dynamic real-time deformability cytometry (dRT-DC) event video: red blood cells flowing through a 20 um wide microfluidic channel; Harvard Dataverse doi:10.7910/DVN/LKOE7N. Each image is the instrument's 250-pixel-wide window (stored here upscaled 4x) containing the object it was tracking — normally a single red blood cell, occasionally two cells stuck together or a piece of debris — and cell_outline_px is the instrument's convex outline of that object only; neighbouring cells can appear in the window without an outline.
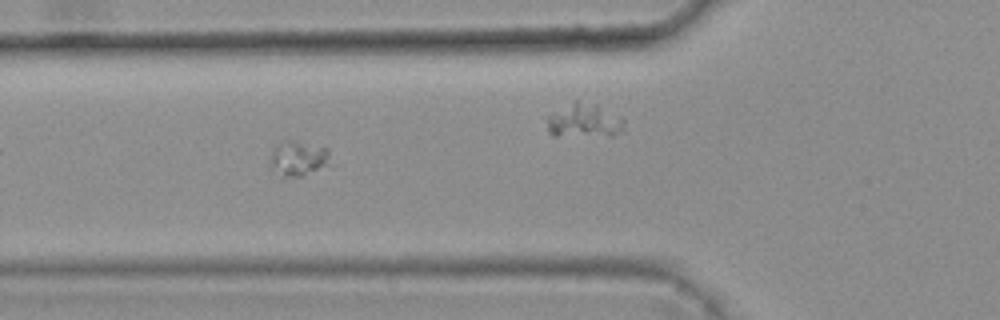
{"species": "common noctule bat (a hibernating species)", "species_latin": "Nyctalus noctula", "temperature_condition": "warm", "stored_images_in_passage": 9, "camera_frame_rate_fps": 3000, "um_per_image_px": 0.085, "animal": {"sex": "female", "body_mass_g": 25.1}, "frame": {"image": 1, "passage_image": 4, "time_ms": 1.0, "image_size_px": [1000, 320], "cell_outline_px": [[328, 160], [324, 164], [300, 176], [284, 176], [272, 172], [268, 160], [276, 144], [284, 140], [288, 140], [328, 148]], "centroid_in_image_um": [25.21, 13.44], "position_along_channel_um": 100.6, "area_um2": 11.73}}